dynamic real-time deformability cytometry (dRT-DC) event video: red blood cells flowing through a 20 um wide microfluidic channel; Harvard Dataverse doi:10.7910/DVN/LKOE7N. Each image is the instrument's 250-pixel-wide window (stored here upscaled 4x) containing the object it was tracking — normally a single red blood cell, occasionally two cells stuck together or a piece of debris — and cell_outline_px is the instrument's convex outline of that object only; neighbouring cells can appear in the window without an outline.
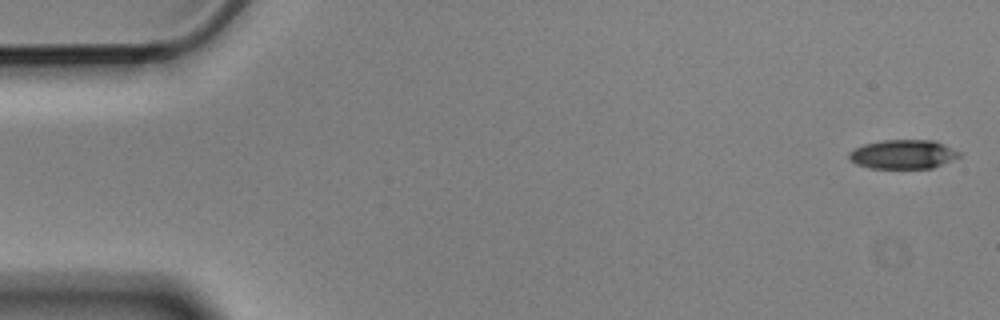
{"species": "Egyptian fruit bat (a non-hibernating species)", "species_latin": "Rousettus aegyptiacus", "temperature_condition": "cold", "stored_images_in_passage": 5, "camera_frame_rate_fps": 3000, "um_per_image_px": 0.085, "animal": {"sex": "male"}, "frame": {"image": 1, "passage_image": 1, "time_ms": 0.0, "image_size_px": [1000, 320], "cell_outline_px": [[960, 156], [932, 168], [868, 168], [856, 164], [848, 156], [848, 152], [864, 144], [884, 140], [936, 140], [960, 152]], "centroid_in_image_um": [76.75, 13.11], "position_along_channel_um": 8.2, "area_um2": 18.55}}
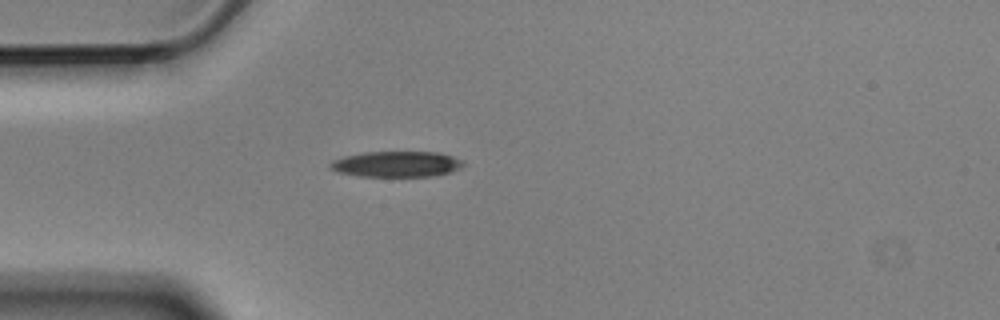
{"frame": {"image": 2, "passage_image": 5, "time_ms": 1.333, "image_size_px": [1000, 320], "cell_outline_px": [[464, 164], [460, 168], [452, 172], [436, 176], [360, 176], [336, 172], [328, 168], [328, 164], [332, 160], [344, 156], [364, 152], [436, 152], [452, 156], [464, 160]], "centroid_in_image_um": [33.69, 13.95], "position_along_channel_um": 51.3, "area_um2": 20.17}}